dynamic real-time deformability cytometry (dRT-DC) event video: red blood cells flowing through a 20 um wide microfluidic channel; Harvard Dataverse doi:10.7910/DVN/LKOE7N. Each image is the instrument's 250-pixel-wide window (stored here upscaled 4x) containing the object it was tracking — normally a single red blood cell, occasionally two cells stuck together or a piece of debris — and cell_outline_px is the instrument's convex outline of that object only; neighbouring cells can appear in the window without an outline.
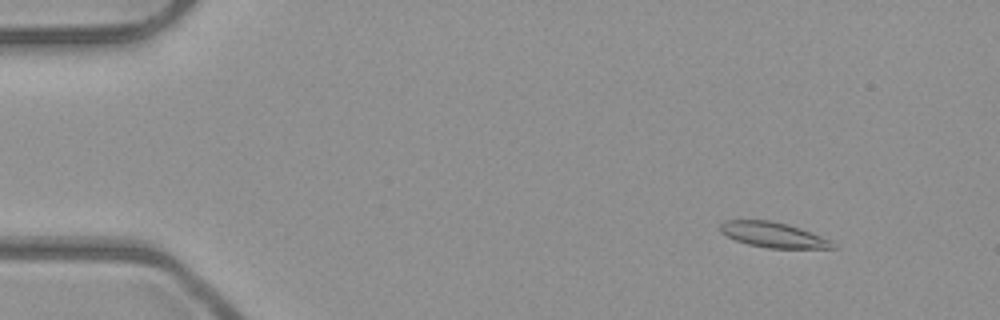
{"species": "common noctule bat (a hibernating species)", "species_latin": "Nyctalus noctula", "temperature_condition": "room temperature", "stored_images_in_passage": 51, "camera_frame_rate_fps": 3000, "um_per_image_px": 0.085, "animal": {"sex": "male", "body_mass_g": 23.1, "forearm_length_mm": 52.7}, "frame": {"image": 1, "passage_image": 5, "time_ms": 1.333, "image_size_px": [1000, 320], "cell_outline_px": [[836, 248], [768, 248], [748, 244], [736, 240], [720, 232], [720, 224], [724, 220], [768, 220], [788, 224], [800, 228], [832, 240], [836, 244]], "centroid_in_image_um": [65.74, 19.96], "position_along_channel_um": 19.3, "area_um2": 16.53}}
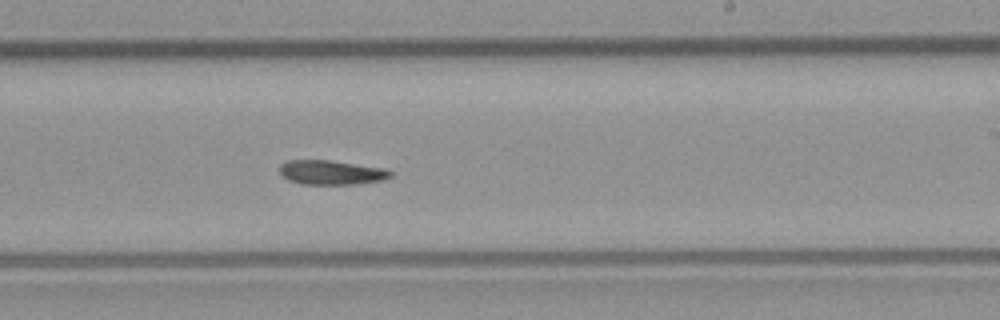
{"frame": {"image": 2, "passage_image": 31, "time_ms": 10.0, "image_size_px": [1000, 320], "cell_outline_px": [[392, 176], [384, 180], [356, 184], [300, 184], [288, 180], [280, 172], [280, 164], [288, 160], [332, 160], [384, 168], [392, 172]], "centroid_in_image_um": [28.17, 14.65], "position_along_channel_um": 260.8, "area_um2": 15.84}}
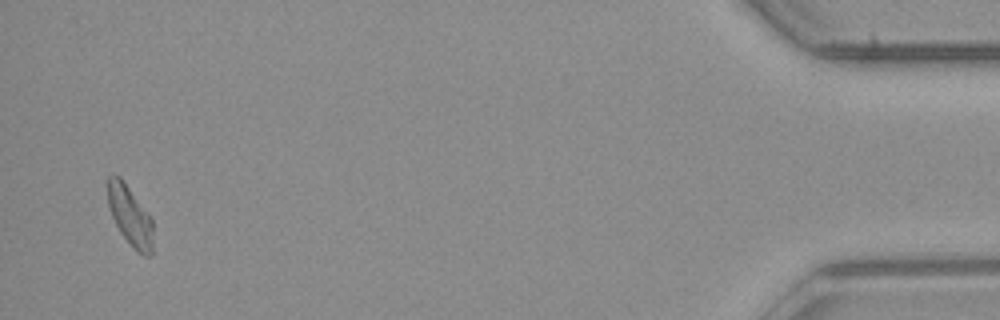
{"frame": {"image": 3, "passage_image": 50, "time_ms": 16.333, "image_size_px": [1000, 320], "cell_outline_px": [[152, 252], [148, 256], [144, 256], [136, 252], [120, 232], [112, 216], [108, 204], [108, 176], [120, 176], [152, 216]], "centroid_in_image_um": [11.08, 18.35], "position_along_channel_um": 424.1, "area_um2": 15.84}, "authors_computed_cell_mechanics": {"area_um2": 16.4152, "velocity_mm_per_s": 3.9567, "shape_relaxation_time_tau1_ms": null, "shape_relaxation_time_tau2_ms": 9.9223, "deformation_change_tau1": null, "deformation_change_tau2": 0.1676}}